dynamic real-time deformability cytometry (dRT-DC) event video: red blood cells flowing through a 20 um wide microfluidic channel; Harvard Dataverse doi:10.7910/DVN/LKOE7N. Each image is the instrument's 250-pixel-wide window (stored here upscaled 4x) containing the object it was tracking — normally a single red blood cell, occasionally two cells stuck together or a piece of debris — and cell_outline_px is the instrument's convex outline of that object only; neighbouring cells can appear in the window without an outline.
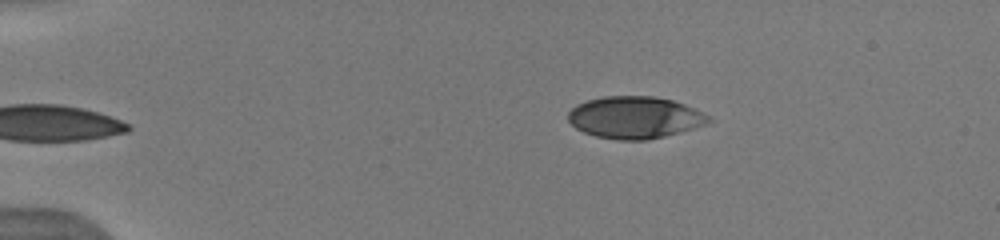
{"species": "human", "species_latin": "Homo sapiens", "temperature_condition": "warm", "stored_images_in_passage": 4, "camera_frame_rate_fps": 3000, "um_per_image_px": 0.085, "donor": {"sex": "male"}, "frame": {"image": 1, "passage_image": 4, "time_ms": 3.0, "image_size_px": [1000, 240], "cell_outline_px": [[712, 120], [704, 124], [680, 132], [664, 136], [644, 140], [620, 140], [596, 136], [584, 132], [576, 128], [568, 120], [568, 112], [576, 104], [588, 100], [604, 96], [652, 96], [672, 100], [684, 104], [708, 116]], "centroid_in_image_um": [53.91, 9.98], "position_along_channel_um": 31.1, "area_um2": 33.99}}